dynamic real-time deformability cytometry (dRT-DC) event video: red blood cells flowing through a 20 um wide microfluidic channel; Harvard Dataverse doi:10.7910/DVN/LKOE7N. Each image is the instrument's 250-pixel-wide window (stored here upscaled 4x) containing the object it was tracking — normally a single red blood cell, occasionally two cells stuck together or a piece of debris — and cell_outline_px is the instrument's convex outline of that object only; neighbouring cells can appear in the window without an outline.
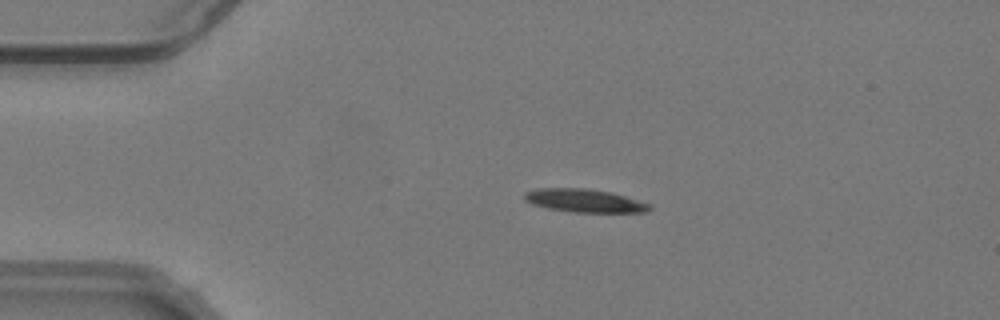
{"species": "common noctule bat (a hibernating species)", "species_latin": "Nyctalus noctula", "temperature_condition": "warm", "stored_images_in_passage": 55, "camera_frame_rate_fps": 3000, "um_per_image_px": 0.085, "animal": {"sex": "male", "body_mass_g": 19.2, "forearm_length_mm": 51.8}, "frame": {"image": 1, "passage_image": 12, "time_ms": 3.667, "image_size_px": [1000, 320], "cell_outline_px": [[652, 208], [648, 212], [576, 212], [548, 208], [532, 204], [524, 200], [524, 192], [536, 188], [588, 188], [612, 192], [652, 204]], "centroid_in_image_um": [49.7, 17.04], "position_along_channel_um": 35.3, "area_um2": 17.05}}
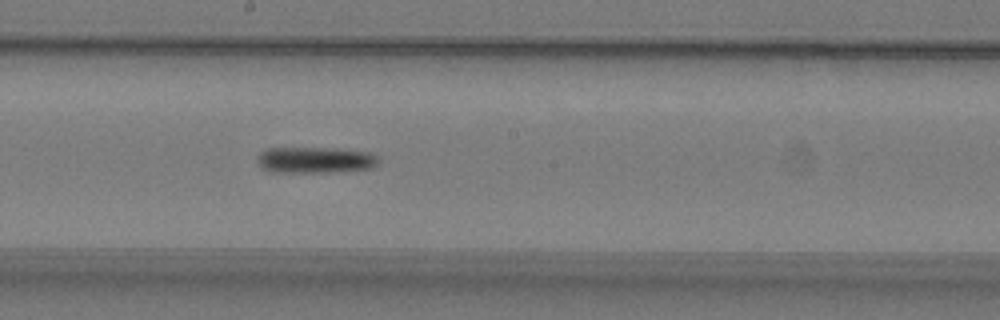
{"frame": {"image": 2, "passage_image": 30, "time_ms": 9.667, "image_size_px": [1000, 320], "cell_outline_px": [[380, 160], [372, 168], [328, 172], [272, 172], [264, 168], [256, 160], [256, 156], [260, 152], [268, 148], [336, 148], [372, 152]], "centroid_in_image_um": [26.8, 13.59], "position_along_channel_um": 221.4, "area_um2": 18.55}}
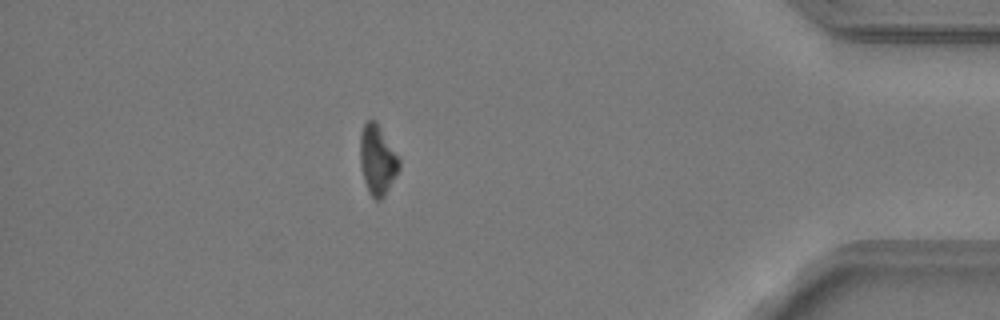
{"frame": {"image": 3, "passage_image": 48, "time_ms": 15.667, "image_size_px": [1000, 320], "cell_outline_px": [[400, 168], [384, 196], [380, 200], [376, 200], [368, 192], [360, 168], [360, 132], [364, 124], [368, 120], [376, 120], [400, 160]], "centroid_in_image_um": [32.06, 13.59], "position_along_channel_um": 403.1, "area_um2": 15.84}, "authors_computed_cell_mechanics": {"area_um2": 17.2822, "velocity_mm_per_s": 3.7745, "shape_relaxation_time_tau1_ms": 11.1395, "shape_relaxation_time_tau2_ms": null, "deformation_change_tau1": 0.3023, "deformation_change_tau2": null}}